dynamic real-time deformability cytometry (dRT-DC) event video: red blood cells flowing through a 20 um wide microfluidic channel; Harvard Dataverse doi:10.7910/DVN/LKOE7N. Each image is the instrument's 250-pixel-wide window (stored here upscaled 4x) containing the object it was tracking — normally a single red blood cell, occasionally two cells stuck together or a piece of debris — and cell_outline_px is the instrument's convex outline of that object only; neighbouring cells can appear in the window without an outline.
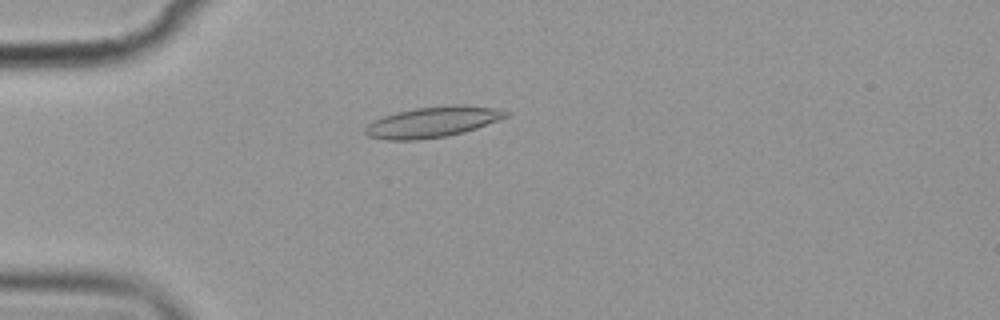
{"species": "common noctule bat (a hibernating species)", "species_latin": "Nyctalus noctula", "temperature_condition": "cold", "stored_images_in_passage": 10, "camera_frame_rate_fps": 3000, "um_per_image_px": 0.085, "animal": {"sex": "female", "body_mass_g": 19.9}, "frame": {"image": 1, "passage_image": 5, "time_ms": 4.667, "image_size_px": [1000, 320], "cell_outline_px": [[512, 112], [508, 116], [476, 128], [464, 132], [444, 136], [416, 140], [384, 140], [368, 136], [364, 132], [364, 128], [372, 120], [396, 112], [416, 108], [456, 104], [496, 108]], "centroid_in_image_um": [36.75, 10.37], "position_along_channel_um": 48.3, "area_um2": 25.09}}
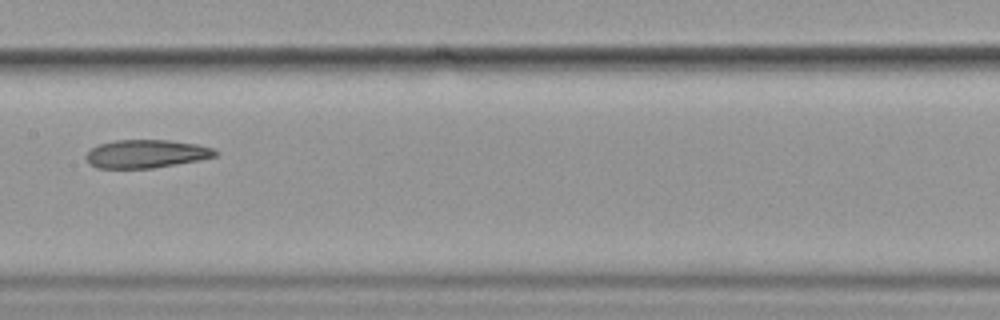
{"frame": {"image": 2, "passage_image": 9, "time_ms": 9.333, "image_size_px": [1000, 320], "cell_outline_px": [[220, 152], [216, 156], [176, 164], [152, 168], [96, 168], [88, 164], [84, 156], [92, 148], [100, 144], [116, 140], [168, 140], [196, 144], [212, 148]], "centroid_in_image_um": [12.39, 13.08], "position_along_channel_um": 195.0, "area_um2": 21.15}}
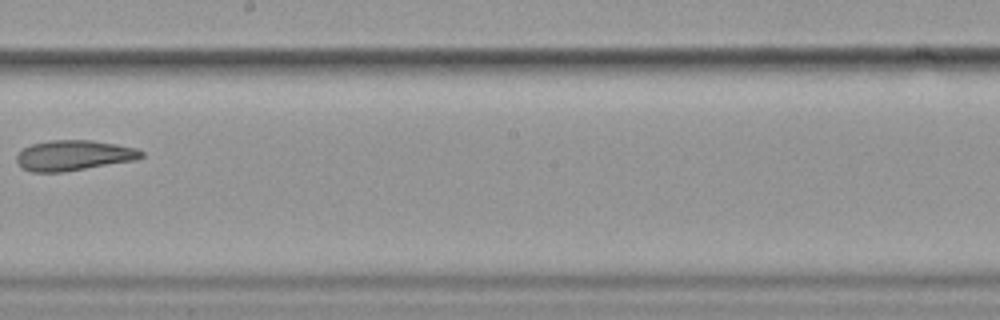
{"frame": {"image": 3, "passage_image": 10, "time_ms": 10.667, "image_size_px": [1000, 320], "cell_outline_px": [[144, 156], [136, 160], [64, 172], [32, 172], [24, 168], [16, 160], [16, 156], [24, 148], [32, 144], [48, 140], [92, 140], [116, 144], [136, 148], [144, 152]], "centroid_in_image_um": [6.3, 13.2], "position_along_channel_um": 241.9, "area_um2": 22.02}}